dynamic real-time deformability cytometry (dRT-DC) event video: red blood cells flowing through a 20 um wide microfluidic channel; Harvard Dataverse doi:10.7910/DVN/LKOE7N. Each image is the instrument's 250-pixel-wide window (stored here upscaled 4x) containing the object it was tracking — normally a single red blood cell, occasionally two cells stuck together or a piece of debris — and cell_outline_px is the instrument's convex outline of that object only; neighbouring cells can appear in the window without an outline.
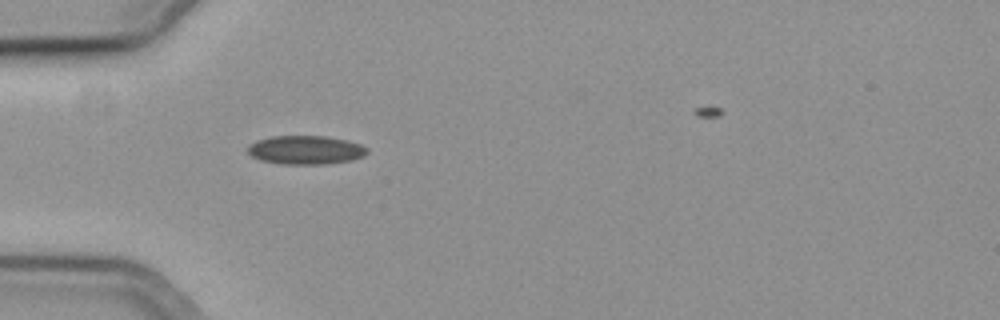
{"species": "common noctule bat (a hibernating species)", "species_latin": "Nyctalus noctula", "temperature_condition": "cold", "stored_images_in_passage": 43, "camera_frame_rate_fps": 3000, "um_per_image_px": 0.085, "animal": {"sex": "female", "body_mass_g": 19.3, "forearm_length_mm": 54.1}, "frame": {"image": 1, "passage_image": 1, "time_ms": 0.0, "image_size_px": [1000, 320], "cell_outline_px": [[368, 152], [364, 156], [352, 160], [328, 164], [280, 164], [260, 160], [252, 156], [248, 152], [248, 144], [256, 140], [272, 136], [324, 136], [344, 140], [360, 144], [368, 148]], "centroid_in_image_um": [25.97, 12.75], "position_along_channel_um": 59.0, "area_um2": 20.06}}